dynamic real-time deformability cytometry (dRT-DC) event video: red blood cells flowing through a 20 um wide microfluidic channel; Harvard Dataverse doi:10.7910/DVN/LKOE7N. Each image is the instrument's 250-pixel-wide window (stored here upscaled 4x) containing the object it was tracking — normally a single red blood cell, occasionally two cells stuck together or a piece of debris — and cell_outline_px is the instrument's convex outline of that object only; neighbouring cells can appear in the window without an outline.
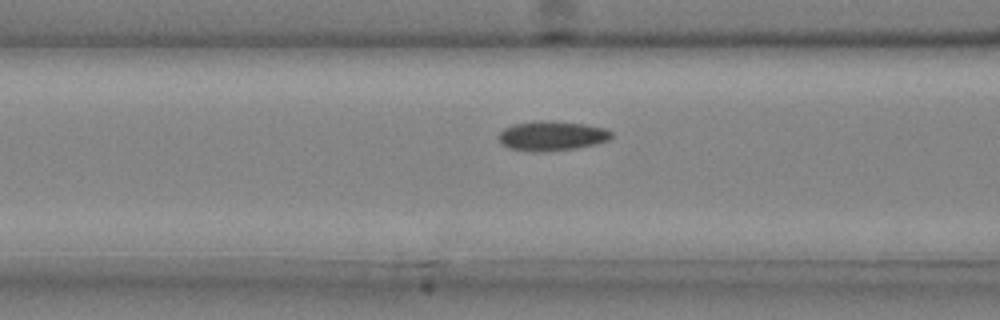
{"species": "common noctule bat (a hibernating species)", "species_latin": "Nyctalus noctula", "temperature_condition": "cold", "stored_images_in_passage": 33, "camera_frame_rate_fps": 3000, "um_per_image_px": 0.085, "animal": {"sex": "male", "body_mass_g": 20.4}, "frame": {"image": 1, "passage_image": 11, "time_ms": 3.333, "image_size_px": [1000, 320], "cell_outline_px": [[612, 136], [608, 140], [596, 144], [576, 148], [544, 152], [532, 152], [508, 148], [500, 144], [500, 132], [504, 128], [516, 124], [536, 120], [552, 120], [584, 124], [604, 128], [612, 132]], "centroid_in_image_um": [46.9, 11.55], "position_along_channel_um": 119.7, "area_um2": 19.59}}
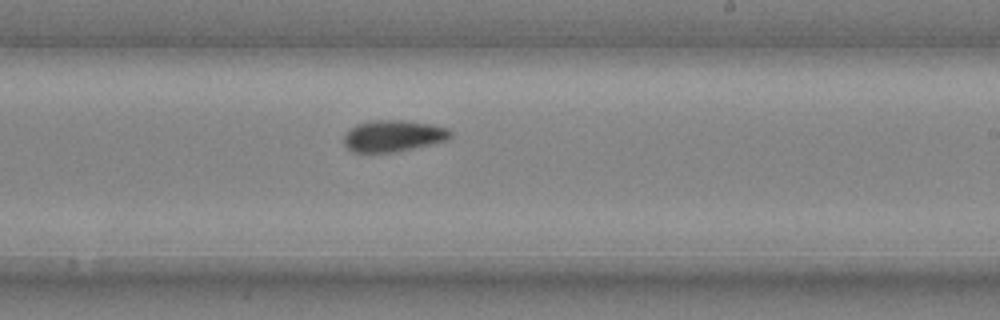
{"frame": {"image": 2, "passage_image": 20, "time_ms": 6.333, "image_size_px": [1000, 320], "cell_outline_px": [[452, 136], [448, 140], [412, 148], [392, 152], [352, 152], [344, 144], [344, 136], [356, 124], [372, 120], [404, 120], [428, 124], [448, 128], [452, 132]], "centroid_in_image_um": [33.43, 11.55], "position_along_channel_um": 255.6, "area_um2": 19.36}}
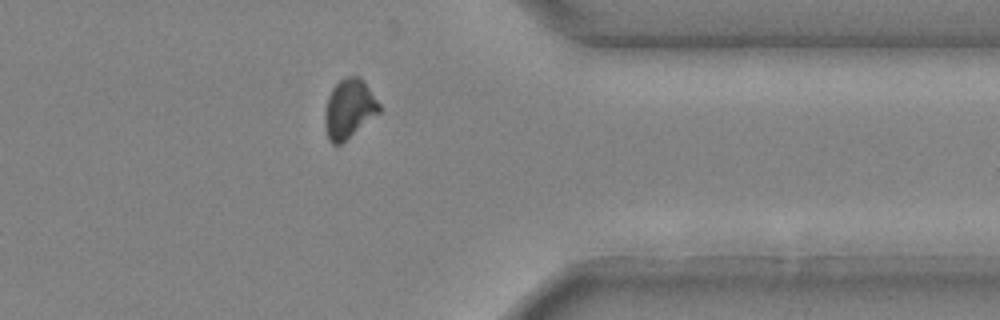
{"frame": {"image": 3, "passage_image": 29, "time_ms": 9.333, "image_size_px": [1000, 320], "cell_outline_px": [[380, 112], [340, 144], [332, 144], [328, 140], [324, 128], [324, 112], [328, 96], [332, 88], [340, 80], [348, 76], [360, 76], [364, 80], [380, 104]], "centroid_in_image_um": [29.65, 9.23], "position_along_channel_um": 381.8, "area_um2": 18.79}}